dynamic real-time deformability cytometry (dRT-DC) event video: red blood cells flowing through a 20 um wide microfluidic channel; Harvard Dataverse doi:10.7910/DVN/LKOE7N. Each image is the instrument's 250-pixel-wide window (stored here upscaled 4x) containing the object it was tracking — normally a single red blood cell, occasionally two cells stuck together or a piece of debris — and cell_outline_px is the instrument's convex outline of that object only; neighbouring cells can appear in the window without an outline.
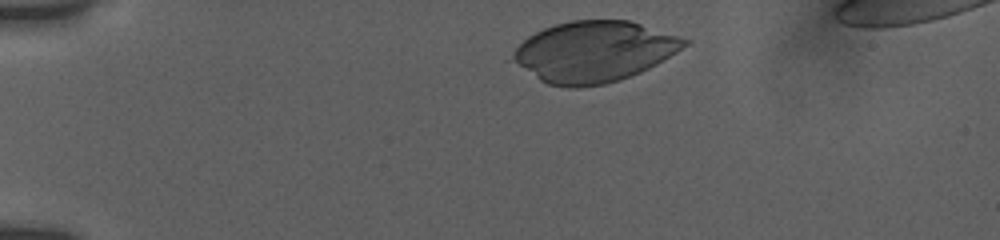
{"species": "human", "species_latin": "Homo sapiens", "temperature_condition": "room temperature", "stored_images_in_passage": 44, "camera_frame_rate_fps": 3000, "um_per_image_px": 0.085, "donor": {"sex": "female"}, "frame": {"image": 1, "passage_image": 1, "time_ms": 0.0, "image_size_px": [1000, 240], "cell_outline_px": [[692, 40], [688, 44], [676, 52], [656, 64], [640, 72], [620, 80], [604, 84], [572, 88], [568, 88], [548, 84], [540, 80], [508, 60], [516, 48], [528, 36], [544, 28], [556, 24], [572, 20], [628, 20]], "centroid_in_image_um": [50.46, 4.39], "position_along_channel_um": 34.5, "area_um2": 60.63}}